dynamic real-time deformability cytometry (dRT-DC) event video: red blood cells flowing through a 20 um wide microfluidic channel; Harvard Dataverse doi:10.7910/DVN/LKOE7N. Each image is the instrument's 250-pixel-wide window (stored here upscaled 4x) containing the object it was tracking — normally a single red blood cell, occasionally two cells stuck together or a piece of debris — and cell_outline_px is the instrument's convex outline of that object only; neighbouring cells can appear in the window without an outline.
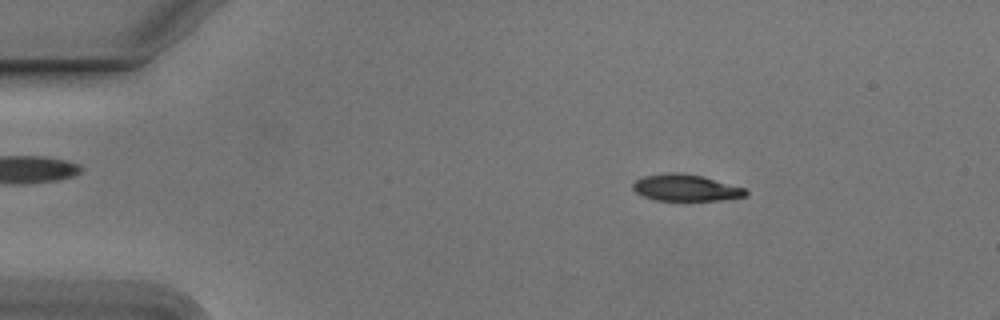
{"species": "Egyptian fruit bat (a non-hibernating species)", "species_latin": "Rousettus aegyptiacus", "temperature_condition": "cold", "stored_images_in_passage": 7, "camera_frame_rate_fps": 3000, "um_per_image_px": 0.085, "animal": {"sex": "male"}, "frame": {"image": 1, "passage_image": 2, "time_ms": 0.333, "image_size_px": [1000, 320], "cell_outline_px": [[748, 196], [724, 200], [656, 200], [644, 196], [636, 192], [632, 188], [632, 184], [636, 180], [644, 176], [664, 172], [676, 172], [704, 176], [744, 188], [748, 192]], "centroid_in_image_um": [58.3, 15.95], "position_along_channel_um": 26.7, "area_um2": 17.57}}